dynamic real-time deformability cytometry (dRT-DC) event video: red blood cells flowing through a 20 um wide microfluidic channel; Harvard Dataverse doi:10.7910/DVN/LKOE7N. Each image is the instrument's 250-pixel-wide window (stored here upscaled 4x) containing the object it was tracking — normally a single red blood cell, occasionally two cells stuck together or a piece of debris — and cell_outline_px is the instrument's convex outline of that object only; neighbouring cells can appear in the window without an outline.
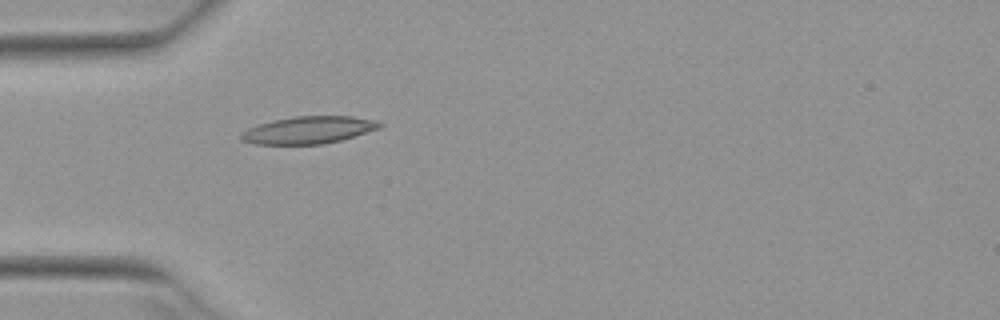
{"species": "Egyptian fruit bat (a non-hibernating species)", "species_latin": "Rousettus aegyptiacus", "temperature_condition": "warm", "stored_images_in_passage": 4, "camera_frame_rate_fps": 3000, "um_per_image_px": 0.085, "animal": {"sex": "female"}, "frame": {"image": 1, "passage_image": 4, "time_ms": 1.0, "image_size_px": [1000, 320], "cell_outline_px": [[384, 124], [380, 128], [340, 140], [324, 144], [256, 144], [240, 140], [240, 132], [248, 128], [272, 120], [296, 116], [352, 116], [376, 120]], "centroid_in_image_um": [26.22, 11.05], "position_along_channel_um": 58.8, "area_um2": 22.02}}